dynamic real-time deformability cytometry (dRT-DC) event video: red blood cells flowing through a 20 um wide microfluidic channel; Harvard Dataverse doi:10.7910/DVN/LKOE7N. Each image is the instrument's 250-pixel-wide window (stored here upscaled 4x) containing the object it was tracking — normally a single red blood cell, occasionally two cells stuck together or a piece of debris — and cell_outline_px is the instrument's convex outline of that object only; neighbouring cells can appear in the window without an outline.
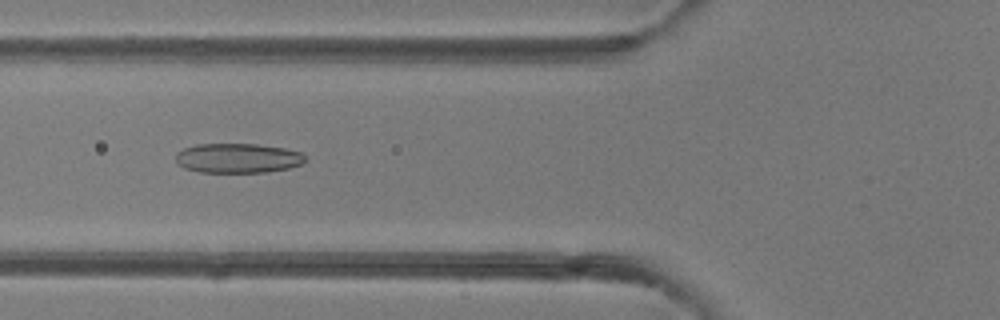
{"species": "common noctule bat (a hibernating species)", "species_latin": "Nyctalus noctula", "temperature_condition": "room temperature", "stored_images_in_passage": 46, "camera_frame_rate_fps": 3000, "um_per_image_px": 0.085, "animal": {"sex": "female"}, "frame": {"image": 1, "passage_image": 16, "time_ms": 5.0, "image_size_px": [1000, 320], "cell_outline_px": [[308, 160], [304, 164], [288, 168], [264, 172], [200, 172], [184, 168], [176, 164], [176, 152], [184, 148], [196, 144], [256, 144], [284, 148], [300, 152]], "centroid_in_image_um": [20.2, 13.44], "position_along_channel_um": 105.6, "area_um2": 22.48}}
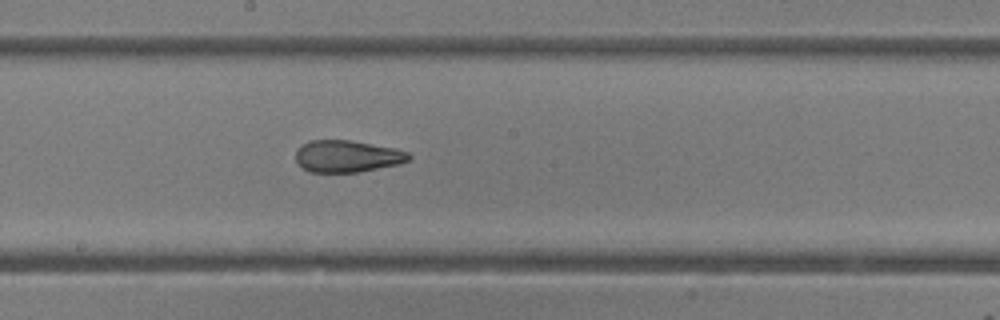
{"frame": {"image": 2, "passage_image": 24, "time_ms": 7.667, "image_size_px": [1000, 320], "cell_outline_px": [[412, 156], [408, 160], [400, 164], [356, 172], [308, 172], [296, 160], [296, 148], [308, 140], [352, 140], [396, 148], [408, 152]], "centroid_in_image_um": [29.51, 13.27], "position_along_channel_um": 218.7, "area_um2": 21.15}}
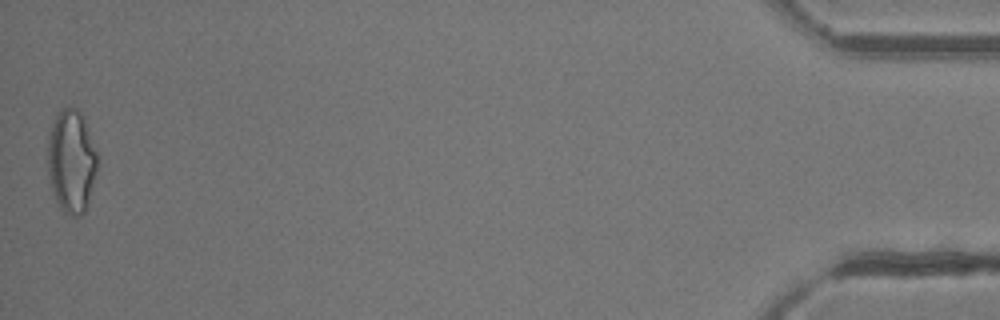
{"frame": {"image": 3, "passage_image": 46, "time_ms": 15.0, "image_size_px": [1000, 320], "cell_outline_px": [[96, 172], [88, 200], [84, 212], [80, 216], [72, 216], [64, 212], [60, 208], [52, 192], [48, 176], [48, 136], [52, 124], [56, 116], [64, 108], [76, 108], [84, 116], [96, 152]], "centroid_in_image_um": [6.05, 13.71], "position_along_channel_um": 429.2, "area_um2": 29.54}, "authors_computed_cell_mechanics": {"area_um2": 23.3223, "velocity_mm_per_s": 4.2247, "shape_relaxation_time_tau1_ms": 9.2278, "shape_relaxation_time_tau2_ms": 1.5205, "deformation_change_tau1": 0.2494, "deformation_change_tau2": 0.0957}}